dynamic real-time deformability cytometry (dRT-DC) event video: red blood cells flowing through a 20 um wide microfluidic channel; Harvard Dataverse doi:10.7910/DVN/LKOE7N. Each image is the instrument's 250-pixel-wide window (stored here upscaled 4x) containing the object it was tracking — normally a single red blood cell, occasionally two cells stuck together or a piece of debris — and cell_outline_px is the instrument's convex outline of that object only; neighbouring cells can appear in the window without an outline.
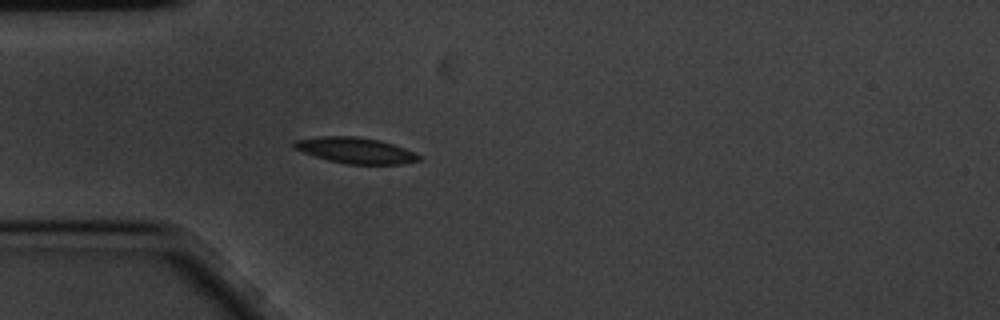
{"species": "common noctule bat (a hibernating species)", "species_latin": "Nyctalus noctula", "temperature_condition": "cold", "stored_images_in_passage": 3, "camera_frame_rate_fps": 3000, "um_per_image_px": 0.085, "animal": {"sex": "male", "body_mass_g": 20.1, "forearm_length_mm": 53.5}, "frame": {"image": 1, "passage_image": 3, "time_ms": 0.667, "image_size_px": [1000, 320], "cell_outline_px": [[420, 160], [400, 164], [344, 164], [328, 160], [292, 148], [292, 140], [320, 136], [356, 136], [380, 140], [404, 148], [420, 156]], "centroid_in_image_um": [30.15, 12.77], "position_along_channel_um": 54.8, "area_um2": 18.79}}